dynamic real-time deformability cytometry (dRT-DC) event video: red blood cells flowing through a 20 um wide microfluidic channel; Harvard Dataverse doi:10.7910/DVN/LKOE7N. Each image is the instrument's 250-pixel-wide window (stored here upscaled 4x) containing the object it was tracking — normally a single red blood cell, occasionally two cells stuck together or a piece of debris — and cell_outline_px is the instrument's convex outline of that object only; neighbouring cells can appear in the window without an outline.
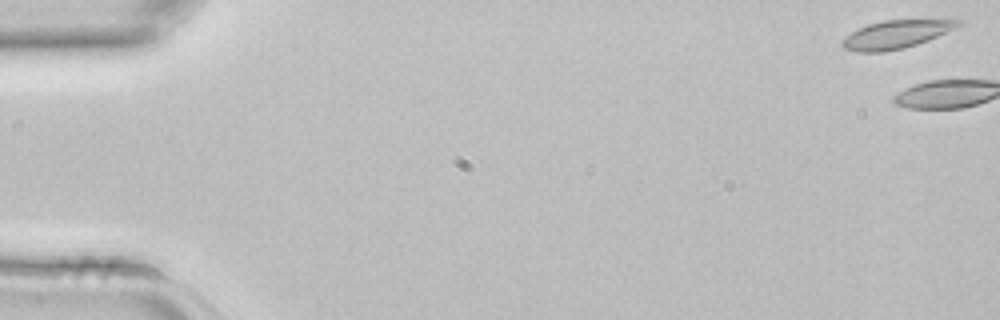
{"species": "common noctule bat (a hibernating species)", "species_latin": "Nyctalus noctula", "temperature_condition": "room temperature", "stored_images_in_passage": 6, "segment_of_instrument_passage": [1, 2], "camera_frame_rate_fps": 3000, "um_per_image_px": 0.085, "animal": {"sex": "female", "body_mass_g": 22.7, "forearm_length_mm": 54.2}, "frame": {"image": 1, "passage_image": 1, "time_ms": 0.0, "image_size_px": [1000, 320], "cell_outline_px": [[960, 24], [956, 28], [928, 40], [904, 48], [884, 52], [860, 52], [844, 48], [840, 44], [840, 40], [852, 32], [868, 24], [884, 20], [960, 20]], "centroid_in_image_um": [76.12, 2.94], "position_along_channel_um": 8.9, "area_um2": 18.73}}
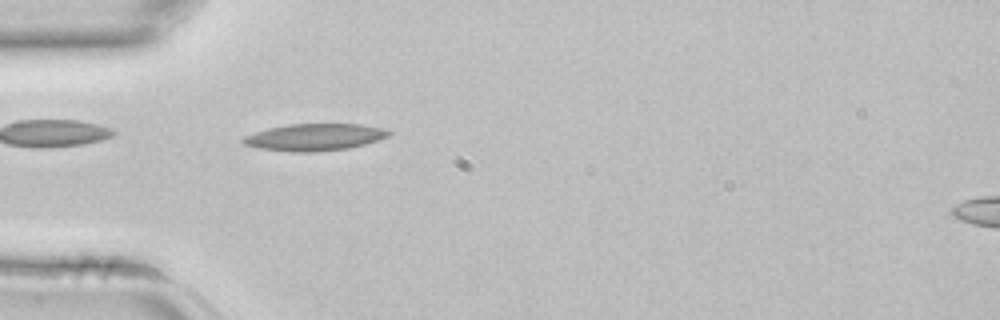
{"frame": {"image": 2, "passage_image": 5, "time_ms": 1.333, "image_size_px": [1000, 320], "cell_outline_px": [[392, 132], [388, 136], [364, 144], [348, 148], [312, 152], [292, 152], [260, 148], [244, 144], [240, 140], [244, 136], [268, 128], [288, 124], [360, 124], [380, 128]], "centroid_in_image_um": [26.7, 11.66], "position_along_channel_um": 58.3, "area_um2": 22.6}}